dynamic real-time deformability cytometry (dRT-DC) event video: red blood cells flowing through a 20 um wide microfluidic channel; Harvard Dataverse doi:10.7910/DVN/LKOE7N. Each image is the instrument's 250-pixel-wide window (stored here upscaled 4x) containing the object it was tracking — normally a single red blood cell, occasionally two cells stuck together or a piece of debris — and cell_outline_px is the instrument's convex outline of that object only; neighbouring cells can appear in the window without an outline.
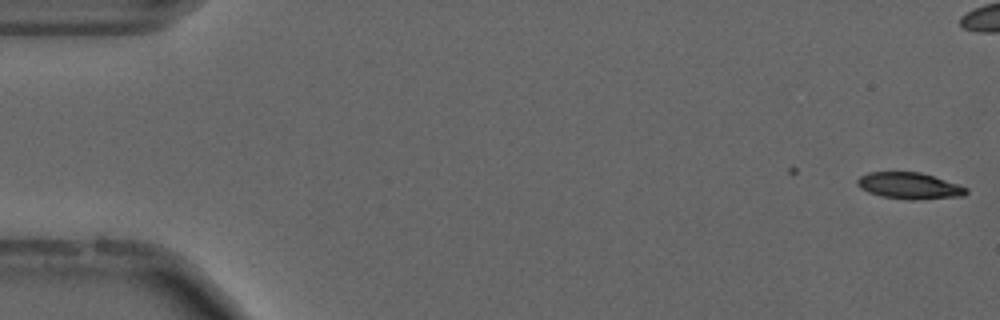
{"species": "common noctule bat (a hibernating species)", "species_latin": "Nyctalus noctula", "temperature_condition": "cold", "stored_images_in_passage": 3, "camera_frame_rate_fps": 3000, "um_per_image_px": 0.085, "animal": {"sex": "male", "forearm_length_mm": 52.5}, "frame": {"image": 1, "passage_image": 3, "time_ms": 0.667, "image_size_px": [1000, 320], "cell_outline_px": [[968, 192], [964, 196], [912, 200], [908, 200], [880, 196], [868, 192], [860, 188], [856, 184], [856, 180], [860, 176], [868, 172], [920, 172], [968, 188]], "centroid_in_image_um": [77.26, 15.8], "position_along_channel_um": 7.7, "area_um2": 16.76}}